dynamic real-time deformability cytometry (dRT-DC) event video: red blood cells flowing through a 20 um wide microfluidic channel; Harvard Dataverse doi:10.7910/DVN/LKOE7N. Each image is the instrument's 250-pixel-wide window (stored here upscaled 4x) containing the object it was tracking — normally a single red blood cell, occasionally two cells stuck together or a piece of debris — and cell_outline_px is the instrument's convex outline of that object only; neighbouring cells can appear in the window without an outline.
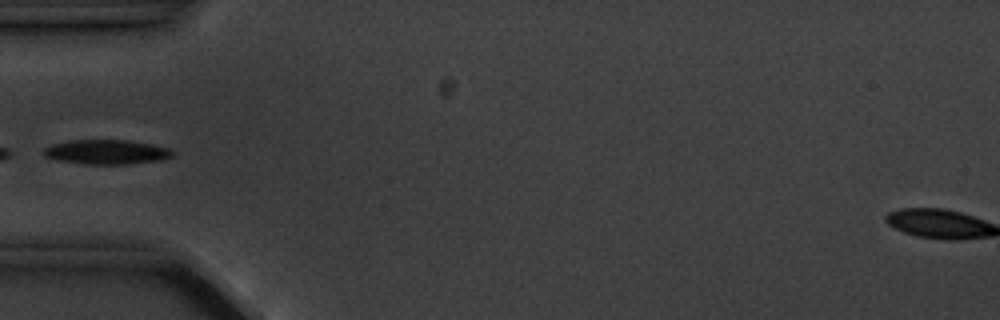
{"species": "common noctule bat (a hibernating species)", "species_latin": "Nyctalus noctula", "temperature_condition": "cold", "stored_images_in_passage": 4, "camera_frame_rate_fps": 3000, "um_per_image_px": 0.085, "animal": {"sex": "male", "body_mass_g": 20.1, "forearm_length_mm": 53.5}, "frame": {"image": 1, "passage_image": 4, "time_ms": 4.0, "image_size_px": [1000, 320], "cell_outline_px": [[176, 156], [160, 160], [124, 164], [84, 164], [56, 160], [44, 156], [40, 152], [44, 148], [52, 144], [72, 140], [128, 140], [152, 144], [168, 148], [176, 152]], "centroid_in_image_um": [9.05, 12.92], "position_along_channel_um": 75.9, "area_um2": 18.61}}